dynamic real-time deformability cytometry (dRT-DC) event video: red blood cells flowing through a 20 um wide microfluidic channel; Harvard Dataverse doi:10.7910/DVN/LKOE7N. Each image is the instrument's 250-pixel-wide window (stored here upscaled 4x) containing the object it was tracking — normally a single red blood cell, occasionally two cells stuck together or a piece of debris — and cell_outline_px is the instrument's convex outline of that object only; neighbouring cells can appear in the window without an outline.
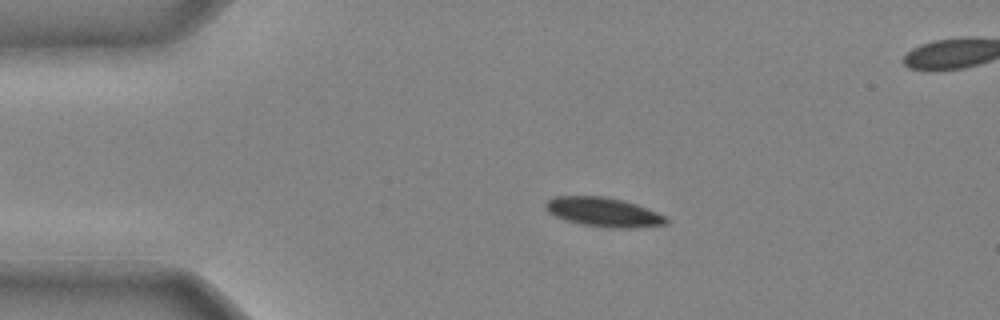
{"species": "common noctule bat (a hibernating species)", "species_latin": "Nyctalus noctula", "temperature_condition": "cold", "stored_images_in_passage": 43, "camera_frame_rate_fps": 3000, "um_per_image_px": 0.085, "animal": {"sex": "male", "body_mass_g": 20.4}, "frame": {"image": 1, "passage_image": 8, "time_ms": 2.333, "image_size_px": [1000, 320], "cell_outline_px": [[668, 224], [632, 228], [608, 228], [580, 224], [556, 216], [548, 212], [544, 208], [544, 204], [552, 196], [604, 196], [624, 200], [636, 204], [668, 216]], "centroid_in_image_um": [51.32, 18.02], "position_along_channel_um": 33.7, "area_um2": 20.75}}
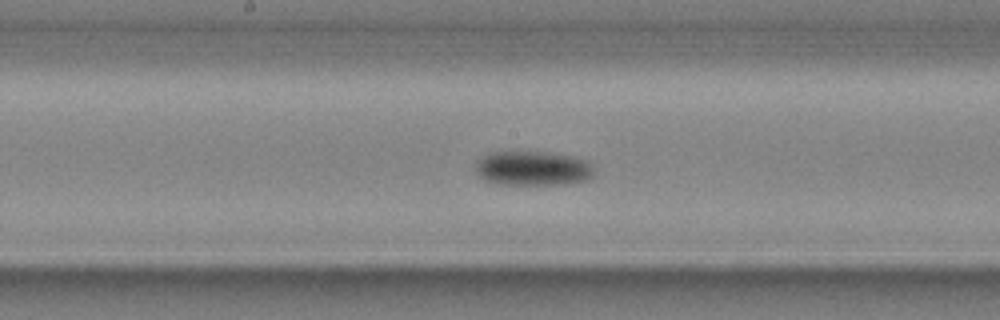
{"frame": {"image": 2, "passage_image": 22, "time_ms": 7.0, "image_size_px": [1000, 320], "cell_outline_px": [[592, 176], [588, 180], [568, 184], [500, 184], [484, 180], [476, 172], [476, 160], [488, 152], [512, 148], [548, 152], [572, 156], [584, 160], [592, 168]], "centroid_in_image_um": [45.2, 14.26], "position_along_channel_um": 203.0, "area_um2": 24.62}}
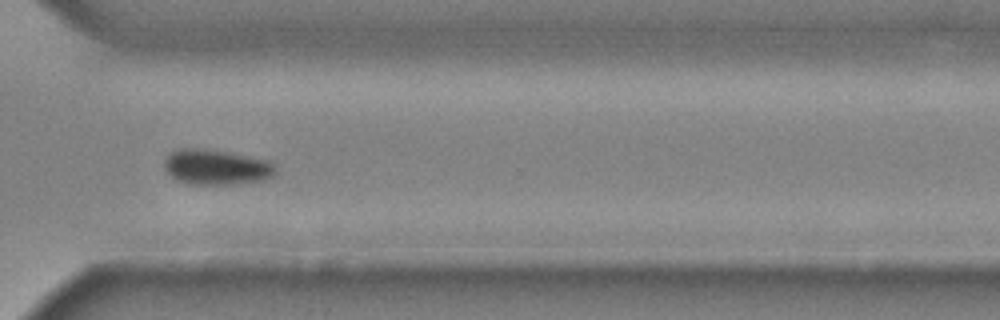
{"frame": {"image": 3, "passage_image": 32, "time_ms": 10.333, "image_size_px": [1000, 320], "cell_outline_px": [[276, 172], [272, 176], [264, 180], [236, 184], [188, 184], [172, 176], [168, 172], [164, 164], [164, 160], [172, 152], [180, 148], [204, 148], [264, 160], [272, 164]], "centroid_in_image_um": [18.36, 14.21], "position_along_channel_um": 352.2, "area_um2": 22.31}}